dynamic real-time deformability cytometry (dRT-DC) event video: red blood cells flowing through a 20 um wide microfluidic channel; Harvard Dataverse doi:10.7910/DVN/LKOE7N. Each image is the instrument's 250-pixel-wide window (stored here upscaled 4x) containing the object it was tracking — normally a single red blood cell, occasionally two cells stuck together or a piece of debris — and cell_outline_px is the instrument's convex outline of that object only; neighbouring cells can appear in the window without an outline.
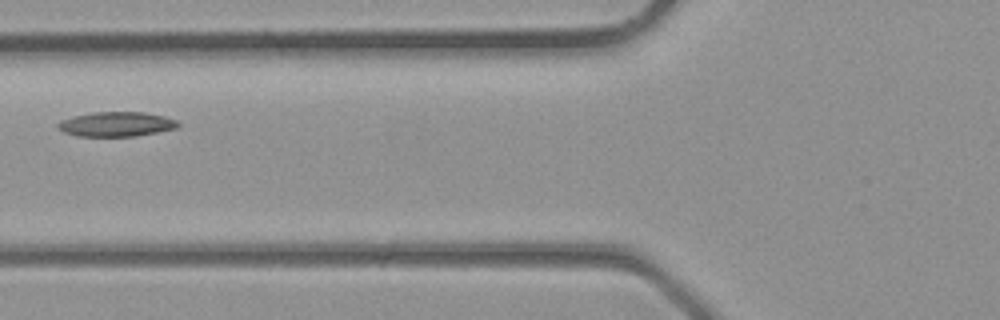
{"species": "common noctule bat (a hibernating species)", "species_latin": "Nyctalus noctula", "temperature_condition": "room temperature", "stored_images_in_passage": 4, "camera_frame_rate_fps": 3000, "um_per_image_px": 0.085, "animal": {"sex": "male", "body_mass_g": 23.1, "forearm_length_mm": 52.7}, "frame": {"image": 1, "passage_image": 4, "time_ms": 1.0, "image_size_px": [1000, 320], "cell_outline_px": [[180, 124], [176, 128], [136, 136], [76, 136], [64, 132], [56, 128], [56, 124], [60, 120], [72, 116], [92, 112], [144, 112], [164, 116], [176, 120]], "centroid_in_image_um": [9.83, 10.55], "position_along_channel_um": 116.0, "area_um2": 17.34}}